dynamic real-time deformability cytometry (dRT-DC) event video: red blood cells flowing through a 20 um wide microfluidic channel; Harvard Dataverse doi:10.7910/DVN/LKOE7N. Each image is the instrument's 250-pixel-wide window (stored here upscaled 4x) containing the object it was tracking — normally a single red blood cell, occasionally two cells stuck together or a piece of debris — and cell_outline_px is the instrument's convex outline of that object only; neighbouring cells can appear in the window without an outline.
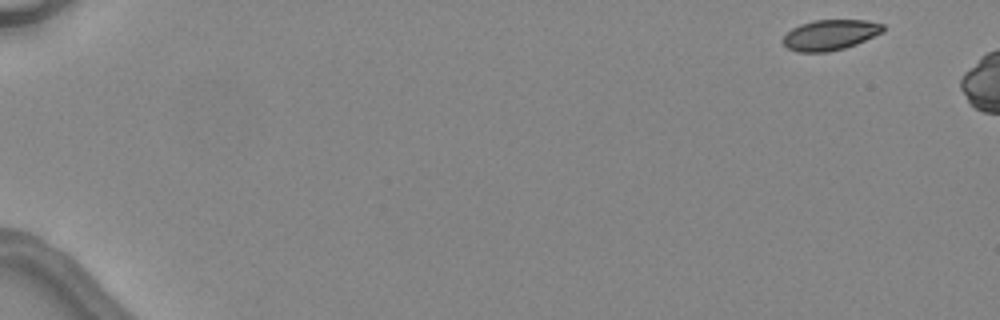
{"species": "common noctule bat (a hibernating species)", "species_latin": "Nyctalus noctula", "temperature_condition": "warm", "stored_images_in_passage": 2, "camera_frame_rate_fps": 3000, "um_per_image_px": 0.085, "animal": {"sex": "female", "body_mass_g": 24.6, "forearm_length_mm": 56.2}, "frame": {"image": 1, "passage_image": 1, "time_ms": 0.0, "image_size_px": [1000, 320], "cell_outline_px": [[884, 32], [856, 44], [844, 48], [828, 52], [796, 52], [788, 48], [780, 40], [792, 28], [800, 24], [816, 20], [868, 20], [884, 24]], "centroid_in_image_um": [70.57, 2.97], "position_along_channel_um": 14.4, "area_um2": 17.86}}